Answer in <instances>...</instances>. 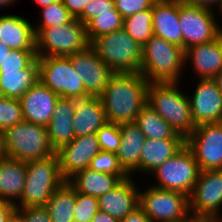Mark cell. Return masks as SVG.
Here are the masks:
<instances>
[{"instance_id": "obj_1", "label": "cell", "mask_w": 222, "mask_h": 222, "mask_svg": "<svg viewBox=\"0 0 222 222\" xmlns=\"http://www.w3.org/2000/svg\"><path fill=\"white\" fill-rule=\"evenodd\" d=\"M149 82L140 72L114 73L98 96L109 123L135 122L147 104Z\"/></svg>"}, {"instance_id": "obj_2", "label": "cell", "mask_w": 222, "mask_h": 222, "mask_svg": "<svg viewBox=\"0 0 222 222\" xmlns=\"http://www.w3.org/2000/svg\"><path fill=\"white\" fill-rule=\"evenodd\" d=\"M140 73L149 83L180 82L185 68V51L153 35L142 46Z\"/></svg>"}, {"instance_id": "obj_3", "label": "cell", "mask_w": 222, "mask_h": 222, "mask_svg": "<svg viewBox=\"0 0 222 222\" xmlns=\"http://www.w3.org/2000/svg\"><path fill=\"white\" fill-rule=\"evenodd\" d=\"M179 82L149 83L147 104L186 139L195 129L188 94Z\"/></svg>"}, {"instance_id": "obj_4", "label": "cell", "mask_w": 222, "mask_h": 222, "mask_svg": "<svg viewBox=\"0 0 222 222\" xmlns=\"http://www.w3.org/2000/svg\"><path fill=\"white\" fill-rule=\"evenodd\" d=\"M26 165L25 186L16 207L45 206L55 190L66 180L63 178L56 154Z\"/></svg>"}, {"instance_id": "obj_5", "label": "cell", "mask_w": 222, "mask_h": 222, "mask_svg": "<svg viewBox=\"0 0 222 222\" xmlns=\"http://www.w3.org/2000/svg\"><path fill=\"white\" fill-rule=\"evenodd\" d=\"M90 46L114 73L140 72L142 46L124 29L96 37Z\"/></svg>"}, {"instance_id": "obj_6", "label": "cell", "mask_w": 222, "mask_h": 222, "mask_svg": "<svg viewBox=\"0 0 222 222\" xmlns=\"http://www.w3.org/2000/svg\"><path fill=\"white\" fill-rule=\"evenodd\" d=\"M4 146L8 158L25 163L56 154L47 127L24 120L4 130Z\"/></svg>"}, {"instance_id": "obj_7", "label": "cell", "mask_w": 222, "mask_h": 222, "mask_svg": "<svg viewBox=\"0 0 222 222\" xmlns=\"http://www.w3.org/2000/svg\"><path fill=\"white\" fill-rule=\"evenodd\" d=\"M89 45L86 26L77 18L67 24L43 28L36 35L37 57H69Z\"/></svg>"}, {"instance_id": "obj_8", "label": "cell", "mask_w": 222, "mask_h": 222, "mask_svg": "<svg viewBox=\"0 0 222 222\" xmlns=\"http://www.w3.org/2000/svg\"><path fill=\"white\" fill-rule=\"evenodd\" d=\"M199 172L200 169L193 153L184 145L176 154L150 173V175L154 174L157 181L150 186L178 191L190 196Z\"/></svg>"}, {"instance_id": "obj_9", "label": "cell", "mask_w": 222, "mask_h": 222, "mask_svg": "<svg viewBox=\"0 0 222 222\" xmlns=\"http://www.w3.org/2000/svg\"><path fill=\"white\" fill-rule=\"evenodd\" d=\"M39 81L63 98L84 99L90 95L75 71L70 57H37Z\"/></svg>"}, {"instance_id": "obj_10", "label": "cell", "mask_w": 222, "mask_h": 222, "mask_svg": "<svg viewBox=\"0 0 222 222\" xmlns=\"http://www.w3.org/2000/svg\"><path fill=\"white\" fill-rule=\"evenodd\" d=\"M144 190V191H143ZM139 192V207L151 222H180L189 210V196L153 186Z\"/></svg>"}, {"instance_id": "obj_11", "label": "cell", "mask_w": 222, "mask_h": 222, "mask_svg": "<svg viewBox=\"0 0 222 222\" xmlns=\"http://www.w3.org/2000/svg\"><path fill=\"white\" fill-rule=\"evenodd\" d=\"M215 13L213 9L179 0V24L184 51L191 46L207 43L218 37L221 22L215 18Z\"/></svg>"}, {"instance_id": "obj_12", "label": "cell", "mask_w": 222, "mask_h": 222, "mask_svg": "<svg viewBox=\"0 0 222 222\" xmlns=\"http://www.w3.org/2000/svg\"><path fill=\"white\" fill-rule=\"evenodd\" d=\"M200 171L222 170V122L195 127L185 139Z\"/></svg>"}, {"instance_id": "obj_13", "label": "cell", "mask_w": 222, "mask_h": 222, "mask_svg": "<svg viewBox=\"0 0 222 222\" xmlns=\"http://www.w3.org/2000/svg\"><path fill=\"white\" fill-rule=\"evenodd\" d=\"M187 96L195 126L222 122V94L214 79H199Z\"/></svg>"}, {"instance_id": "obj_14", "label": "cell", "mask_w": 222, "mask_h": 222, "mask_svg": "<svg viewBox=\"0 0 222 222\" xmlns=\"http://www.w3.org/2000/svg\"><path fill=\"white\" fill-rule=\"evenodd\" d=\"M189 210L195 213L221 215L222 170L200 171L189 196Z\"/></svg>"}, {"instance_id": "obj_15", "label": "cell", "mask_w": 222, "mask_h": 222, "mask_svg": "<svg viewBox=\"0 0 222 222\" xmlns=\"http://www.w3.org/2000/svg\"><path fill=\"white\" fill-rule=\"evenodd\" d=\"M69 57L86 92L90 96H99L105 90L114 72L98 57L90 45Z\"/></svg>"}, {"instance_id": "obj_16", "label": "cell", "mask_w": 222, "mask_h": 222, "mask_svg": "<svg viewBox=\"0 0 222 222\" xmlns=\"http://www.w3.org/2000/svg\"><path fill=\"white\" fill-rule=\"evenodd\" d=\"M96 134L75 137L56 151L60 171L67 181L71 176L89 167L90 161L100 152Z\"/></svg>"}, {"instance_id": "obj_17", "label": "cell", "mask_w": 222, "mask_h": 222, "mask_svg": "<svg viewBox=\"0 0 222 222\" xmlns=\"http://www.w3.org/2000/svg\"><path fill=\"white\" fill-rule=\"evenodd\" d=\"M60 96L37 81L19 99L23 120L47 127Z\"/></svg>"}, {"instance_id": "obj_18", "label": "cell", "mask_w": 222, "mask_h": 222, "mask_svg": "<svg viewBox=\"0 0 222 222\" xmlns=\"http://www.w3.org/2000/svg\"><path fill=\"white\" fill-rule=\"evenodd\" d=\"M132 176L122 180L115 188L98 198L99 210L119 222L139 207V186Z\"/></svg>"}, {"instance_id": "obj_19", "label": "cell", "mask_w": 222, "mask_h": 222, "mask_svg": "<svg viewBox=\"0 0 222 222\" xmlns=\"http://www.w3.org/2000/svg\"><path fill=\"white\" fill-rule=\"evenodd\" d=\"M184 63L192 65L198 79H213L222 71L221 40L217 37L213 41L189 47L185 50Z\"/></svg>"}, {"instance_id": "obj_20", "label": "cell", "mask_w": 222, "mask_h": 222, "mask_svg": "<svg viewBox=\"0 0 222 222\" xmlns=\"http://www.w3.org/2000/svg\"><path fill=\"white\" fill-rule=\"evenodd\" d=\"M153 34L183 48L179 0H156L152 6Z\"/></svg>"}, {"instance_id": "obj_21", "label": "cell", "mask_w": 222, "mask_h": 222, "mask_svg": "<svg viewBox=\"0 0 222 222\" xmlns=\"http://www.w3.org/2000/svg\"><path fill=\"white\" fill-rule=\"evenodd\" d=\"M121 143L116 153L119 165L128 176L140 174V154L146 140L135 122L119 124Z\"/></svg>"}, {"instance_id": "obj_22", "label": "cell", "mask_w": 222, "mask_h": 222, "mask_svg": "<svg viewBox=\"0 0 222 222\" xmlns=\"http://www.w3.org/2000/svg\"><path fill=\"white\" fill-rule=\"evenodd\" d=\"M0 42L11 50H36L33 25L15 14L0 16Z\"/></svg>"}, {"instance_id": "obj_23", "label": "cell", "mask_w": 222, "mask_h": 222, "mask_svg": "<svg viewBox=\"0 0 222 222\" xmlns=\"http://www.w3.org/2000/svg\"><path fill=\"white\" fill-rule=\"evenodd\" d=\"M107 122L102 102L98 96L75 99L72 123L74 137L96 134Z\"/></svg>"}, {"instance_id": "obj_24", "label": "cell", "mask_w": 222, "mask_h": 222, "mask_svg": "<svg viewBox=\"0 0 222 222\" xmlns=\"http://www.w3.org/2000/svg\"><path fill=\"white\" fill-rule=\"evenodd\" d=\"M74 111L75 99H58L53 117L47 125L50 144L55 152L75 138L72 126Z\"/></svg>"}, {"instance_id": "obj_25", "label": "cell", "mask_w": 222, "mask_h": 222, "mask_svg": "<svg viewBox=\"0 0 222 222\" xmlns=\"http://www.w3.org/2000/svg\"><path fill=\"white\" fill-rule=\"evenodd\" d=\"M25 178V162L8 157L1 159L0 200L16 205L21 200Z\"/></svg>"}, {"instance_id": "obj_26", "label": "cell", "mask_w": 222, "mask_h": 222, "mask_svg": "<svg viewBox=\"0 0 222 222\" xmlns=\"http://www.w3.org/2000/svg\"><path fill=\"white\" fill-rule=\"evenodd\" d=\"M184 145L185 139H146L140 154V173L150 175Z\"/></svg>"}, {"instance_id": "obj_27", "label": "cell", "mask_w": 222, "mask_h": 222, "mask_svg": "<svg viewBox=\"0 0 222 222\" xmlns=\"http://www.w3.org/2000/svg\"><path fill=\"white\" fill-rule=\"evenodd\" d=\"M121 181L117 175L97 172L89 168L78 171L67 180L76 192L96 198L111 191Z\"/></svg>"}, {"instance_id": "obj_28", "label": "cell", "mask_w": 222, "mask_h": 222, "mask_svg": "<svg viewBox=\"0 0 222 222\" xmlns=\"http://www.w3.org/2000/svg\"><path fill=\"white\" fill-rule=\"evenodd\" d=\"M37 81H39L37 57L26 68L0 72V89L3 97L20 99Z\"/></svg>"}, {"instance_id": "obj_29", "label": "cell", "mask_w": 222, "mask_h": 222, "mask_svg": "<svg viewBox=\"0 0 222 222\" xmlns=\"http://www.w3.org/2000/svg\"><path fill=\"white\" fill-rule=\"evenodd\" d=\"M135 123L146 139H184L148 104L140 111Z\"/></svg>"}, {"instance_id": "obj_30", "label": "cell", "mask_w": 222, "mask_h": 222, "mask_svg": "<svg viewBox=\"0 0 222 222\" xmlns=\"http://www.w3.org/2000/svg\"><path fill=\"white\" fill-rule=\"evenodd\" d=\"M76 203V191L65 181L55 190L45 207L52 222H69L73 219Z\"/></svg>"}, {"instance_id": "obj_31", "label": "cell", "mask_w": 222, "mask_h": 222, "mask_svg": "<svg viewBox=\"0 0 222 222\" xmlns=\"http://www.w3.org/2000/svg\"><path fill=\"white\" fill-rule=\"evenodd\" d=\"M152 22V8H150L124 18L123 29L143 46L154 35Z\"/></svg>"}, {"instance_id": "obj_32", "label": "cell", "mask_w": 222, "mask_h": 222, "mask_svg": "<svg viewBox=\"0 0 222 222\" xmlns=\"http://www.w3.org/2000/svg\"><path fill=\"white\" fill-rule=\"evenodd\" d=\"M85 26L87 38L91 42L96 37L123 29V17L117 10L104 11L90 19Z\"/></svg>"}, {"instance_id": "obj_33", "label": "cell", "mask_w": 222, "mask_h": 222, "mask_svg": "<svg viewBox=\"0 0 222 222\" xmlns=\"http://www.w3.org/2000/svg\"><path fill=\"white\" fill-rule=\"evenodd\" d=\"M41 18L38 24L33 26L35 36L43 29L55 25L67 24L74 19L70 12L62 4V1L51 3L41 9Z\"/></svg>"}, {"instance_id": "obj_34", "label": "cell", "mask_w": 222, "mask_h": 222, "mask_svg": "<svg viewBox=\"0 0 222 222\" xmlns=\"http://www.w3.org/2000/svg\"><path fill=\"white\" fill-rule=\"evenodd\" d=\"M90 170L117 175L121 180L129 177L119 165L116 153L100 151L91 161Z\"/></svg>"}, {"instance_id": "obj_35", "label": "cell", "mask_w": 222, "mask_h": 222, "mask_svg": "<svg viewBox=\"0 0 222 222\" xmlns=\"http://www.w3.org/2000/svg\"><path fill=\"white\" fill-rule=\"evenodd\" d=\"M23 121L19 99L0 98V129L5 130Z\"/></svg>"}, {"instance_id": "obj_36", "label": "cell", "mask_w": 222, "mask_h": 222, "mask_svg": "<svg viewBox=\"0 0 222 222\" xmlns=\"http://www.w3.org/2000/svg\"><path fill=\"white\" fill-rule=\"evenodd\" d=\"M100 150L117 153L121 143L119 124L107 122L96 132Z\"/></svg>"}, {"instance_id": "obj_37", "label": "cell", "mask_w": 222, "mask_h": 222, "mask_svg": "<svg viewBox=\"0 0 222 222\" xmlns=\"http://www.w3.org/2000/svg\"><path fill=\"white\" fill-rule=\"evenodd\" d=\"M73 218L78 222H91L99 211L98 198L76 192Z\"/></svg>"}, {"instance_id": "obj_38", "label": "cell", "mask_w": 222, "mask_h": 222, "mask_svg": "<svg viewBox=\"0 0 222 222\" xmlns=\"http://www.w3.org/2000/svg\"><path fill=\"white\" fill-rule=\"evenodd\" d=\"M36 57V50H11L1 62L0 72L26 68Z\"/></svg>"}, {"instance_id": "obj_39", "label": "cell", "mask_w": 222, "mask_h": 222, "mask_svg": "<svg viewBox=\"0 0 222 222\" xmlns=\"http://www.w3.org/2000/svg\"><path fill=\"white\" fill-rule=\"evenodd\" d=\"M19 222H52L45 206L16 207Z\"/></svg>"}, {"instance_id": "obj_40", "label": "cell", "mask_w": 222, "mask_h": 222, "mask_svg": "<svg viewBox=\"0 0 222 222\" xmlns=\"http://www.w3.org/2000/svg\"><path fill=\"white\" fill-rule=\"evenodd\" d=\"M116 10L123 19L138 12L152 8L156 0H114Z\"/></svg>"}, {"instance_id": "obj_41", "label": "cell", "mask_w": 222, "mask_h": 222, "mask_svg": "<svg viewBox=\"0 0 222 222\" xmlns=\"http://www.w3.org/2000/svg\"><path fill=\"white\" fill-rule=\"evenodd\" d=\"M116 10L114 0H90L83 12L77 17L83 24L97 17L100 12Z\"/></svg>"}, {"instance_id": "obj_42", "label": "cell", "mask_w": 222, "mask_h": 222, "mask_svg": "<svg viewBox=\"0 0 222 222\" xmlns=\"http://www.w3.org/2000/svg\"><path fill=\"white\" fill-rule=\"evenodd\" d=\"M65 8L70 14L77 18L82 12L84 7L90 2V0H61Z\"/></svg>"}, {"instance_id": "obj_43", "label": "cell", "mask_w": 222, "mask_h": 222, "mask_svg": "<svg viewBox=\"0 0 222 222\" xmlns=\"http://www.w3.org/2000/svg\"><path fill=\"white\" fill-rule=\"evenodd\" d=\"M218 216L189 211L180 222H217Z\"/></svg>"}, {"instance_id": "obj_44", "label": "cell", "mask_w": 222, "mask_h": 222, "mask_svg": "<svg viewBox=\"0 0 222 222\" xmlns=\"http://www.w3.org/2000/svg\"><path fill=\"white\" fill-rule=\"evenodd\" d=\"M15 211L14 204L0 200V222H8L15 215Z\"/></svg>"}, {"instance_id": "obj_45", "label": "cell", "mask_w": 222, "mask_h": 222, "mask_svg": "<svg viewBox=\"0 0 222 222\" xmlns=\"http://www.w3.org/2000/svg\"><path fill=\"white\" fill-rule=\"evenodd\" d=\"M120 222H151V220L145 214V212L140 207H138L133 212H130Z\"/></svg>"}, {"instance_id": "obj_46", "label": "cell", "mask_w": 222, "mask_h": 222, "mask_svg": "<svg viewBox=\"0 0 222 222\" xmlns=\"http://www.w3.org/2000/svg\"><path fill=\"white\" fill-rule=\"evenodd\" d=\"M182 1L196 6L210 8L215 11L221 3V0H182Z\"/></svg>"}, {"instance_id": "obj_47", "label": "cell", "mask_w": 222, "mask_h": 222, "mask_svg": "<svg viewBox=\"0 0 222 222\" xmlns=\"http://www.w3.org/2000/svg\"><path fill=\"white\" fill-rule=\"evenodd\" d=\"M91 222H119V221L114 217L110 216L109 214L99 210Z\"/></svg>"}, {"instance_id": "obj_48", "label": "cell", "mask_w": 222, "mask_h": 222, "mask_svg": "<svg viewBox=\"0 0 222 222\" xmlns=\"http://www.w3.org/2000/svg\"><path fill=\"white\" fill-rule=\"evenodd\" d=\"M5 146H4V131L0 129V160L6 158Z\"/></svg>"}, {"instance_id": "obj_49", "label": "cell", "mask_w": 222, "mask_h": 222, "mask_svg": "<svg viewBox=\"0 0 222 222\" xmlns=\"http://www.w3.org/2000/svg\"><path fill=\"white\" fill-rule=\"evenodd\" d=\"M9 51H11V49L0 42V64L3 62Z\"/></svg>"}, {"instance_id": "obj_50", "label": "cell", "mask_w": 222, "mask_h": 222, "mask_svg": "<svg viewBox=\"0 0 222 222\" xmlns=\"http://www.w3.org/2000/svg\"><path fill=\"white\" fill-rule=\"evenodd\" d=\"M37 5H39L40 9L44 6H48L50 5L51 3H54V2H57V1H60V0H34Z\"/></svg>"}, {"instance_id": "obj_51", "label": "cell", "mask_w": 222, "mask_h": 222, "mask_svg": "<svg viewBox=\"0 0 222 222\" xmlns=\"http://www.w3.org/2000/svg\"><path fill=\"white\" fill-rule=\"evenodd\" d=\"M213 79L216 81L219 92L222 94V71L219 72Z\"/></svg>"}, {"instance_id": "obj_52", "label": "cell", "mask_w": 222, "mask_h": 222, "mask_svg": "<svg viewBox=\"0 0 222 222\" xmlns=\"http://www.w3.org/2000/svg\"><path fill=\"white\" fill-rule=\"evenodd\" d=\"M15 2L16 0H0V8L3 9L5 6L13 5Z\"/></svg>"}, {"instance_id": "obj_53", "label": "cell", "mask_w": 222, "mask_h": 222, "mask_svg": "<svg viewBox=\"0 0 222 222\" xmlns=\"http://www.w3.org/2000/svg\"><path fill=\"white\" fill-rule=\"evenodd\" d=\"M218 38L222 42V25H220V24H219V28H218Z\"/></svg>"}, {"instance_id": "obj_54", "label": "cell", "mask_w": 222, "mask_h": 222, "mask_svg": "<svg viewBox=\"0 0 222 222\" xmlns=\"http://www.w3.org/2000/svg\"><path fill=\"white\" fill-rule=\"evenodd\" d=\"M219 10V11H218ZM216 11L219 12V14L221 15V18H222V0H221V3L219 5V7L216 9Z\"/></svg>"}, {"instance_id": "obj_55", "label": "cell", "mask_w": 222, "mask_h": 222, "mask_svg": "<svg viewBox=\"0 0 222 222\" xmlns=\"http://www.w3.org/2000/svg\"><path fill=\"white\" fill-rule=\"evenodd\" d=\"M8 222H19L16 215H14Z\"/></svg>"}, {"instance_id": "obj_56", "label": "cell", "mask_w": 222, "mask_h": 222, "mask_svg": "<svg viewBox=\"0 0 222 222\" xmlns=\"http://www.w3.org/2000/svg\"><path fill=\"white\" fill-rule=\"evenodd\" d=\"M217 222H222V215H219V216H218Z\"/></svg>"}, {"instance_id": "obj_57", "label": "cell", "mask_w": 222, "mask_h": 222, "mask_svg": "<svg viewBox=\"0 0 222 222\" xmlns=\"http://www.w3.org/2000/svg\"><path fill=\"white\" fill-rule=\"evenodd\" d=\"M69 222H78L77 220H75L74 218L72 220H70Z\"/></svg>"}, {"instance_id": "obj_58", "label": "cell", "mask_w": 222, "mask_h": 222, "mask_svg": "<svg viewBox=\"0 0 222 222\" xmlns=\"http://www.w3.org/2000/svg\"><path fill=\"white\" fill-rule=\"evenodd\" d=\"M1 97H3V95H2V92H1V89H0V98H1Z\"/></svg>"}]
</instances>
